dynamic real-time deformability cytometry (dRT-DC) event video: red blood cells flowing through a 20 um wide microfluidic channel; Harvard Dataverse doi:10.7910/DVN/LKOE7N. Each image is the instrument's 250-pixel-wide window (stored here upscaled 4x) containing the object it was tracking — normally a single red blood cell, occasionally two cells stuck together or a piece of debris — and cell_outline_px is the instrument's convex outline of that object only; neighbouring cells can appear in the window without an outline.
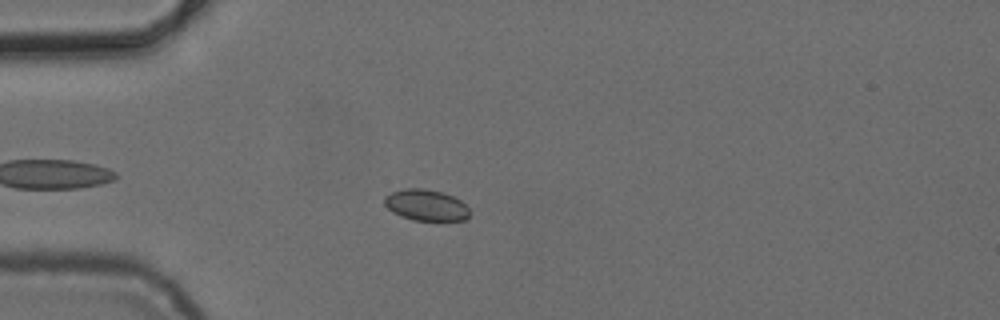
{"species": "common noctule bat (a hibernating species)", "species_latin": "Nyctalus noctula", "temperature_condition": "cold", "stored_images_in_passage": 5, "camera_frame_rate_fps": 3000, "um_per_image_px": 0.085, "animal": {"sex": "female", "body_mass_g": 24.6, "forearm_length_mm": 56.2}, "frame": {"image": 1, "passage_image": 4, "time_ms": 3.667, "image_size_px": [1000, 320], "cell_outline_px": [[468, 220], [412, 220], [400, 216], [392, 212], [384, 204], [384, 196], [392, 192], [404, 188], [424, 188], [444, 192], [460, 200], [468, 208]], "centroid_in_image_um": [36.19, 17.42], "position_along_channel_um": 48.8, "area_um2": 15.55}}